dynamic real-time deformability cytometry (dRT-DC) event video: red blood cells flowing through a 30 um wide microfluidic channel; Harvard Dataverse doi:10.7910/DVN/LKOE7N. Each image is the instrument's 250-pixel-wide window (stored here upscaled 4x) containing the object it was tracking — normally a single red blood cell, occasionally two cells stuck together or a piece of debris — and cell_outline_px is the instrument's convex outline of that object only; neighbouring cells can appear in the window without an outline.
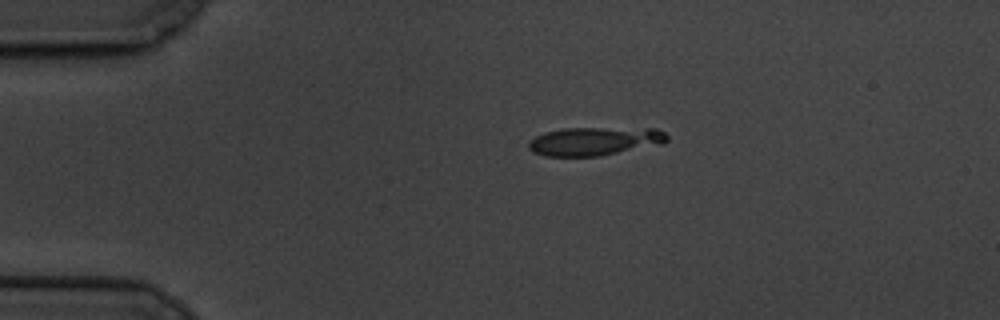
{"species": "common noctule bat (a hibernating species)", "species_latin": "Nyctalus noctula", "temperature_condition": "cold", "stored_images_in_passage": 3, "camera_frame_rate_fps": 3000, "um_per_image_px": 0.085, "animal": {"sex": "male", "body_mass_g": 19.5, "forearm_length_mm": 54.6}, "frame": {"image": 1, "passage_image": 1, "time_ms": 0.0, "image_size_px": [1000, 320], "cell_outline_px": [[668, 140], [664, 144], [600, 156], [544, 156], [532, 152], [528, 148], [528, 140], [544, 132], [564, 128], [656, 128], [664, 132], [668, 136]], "centroid_in_image_um": [50.55, 12.0], "position_along_channel_um": 34.4, "area_um2": 23.29}}